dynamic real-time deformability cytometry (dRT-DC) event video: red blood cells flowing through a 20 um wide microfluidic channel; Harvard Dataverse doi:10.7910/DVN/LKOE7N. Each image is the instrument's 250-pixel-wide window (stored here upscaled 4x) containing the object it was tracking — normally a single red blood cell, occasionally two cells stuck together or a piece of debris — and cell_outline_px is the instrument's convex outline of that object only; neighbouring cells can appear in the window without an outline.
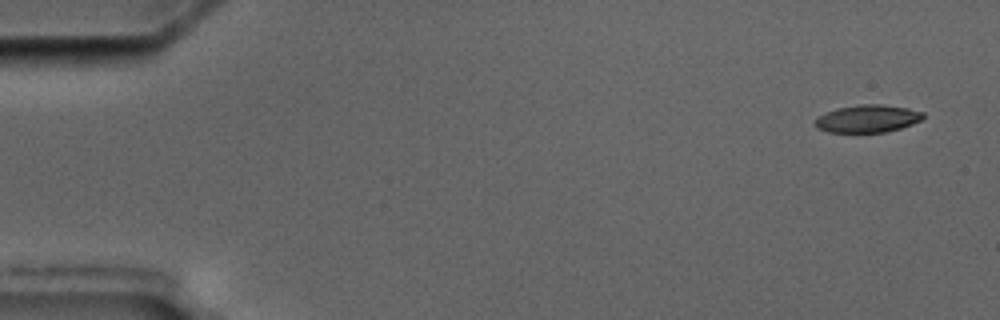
{"species": "common noctule bat (a hibernating species)", "species_latin": "Nyctalus noctula", "temperature_condition": "cold", "stored_images_in_passage": 4, "camera_frame_rate_fps": 3000, "um_per_image_px": 0.085, "animal": {"sex": "male", "body_mass_g": 17.5, "forearm_length_mm": 52.3}, "frame": {"image": 1, "passage_image": 1, "time_ms": 0.0, "image_size_px": [1000, 320], "cell_outline_px": [[924, 116], [920, 120], [912, 124], [900, 128], [884, 132], [828, 132], [816, 128], [816, 120], [820, 116], [836, 108], [860, 104], [880, 104], [908, 108], [924, 112]], "centroid_in_image_um": [73.76, 10.08], "position_along_channel_um": 11.2, "area_um2": 17.17}}